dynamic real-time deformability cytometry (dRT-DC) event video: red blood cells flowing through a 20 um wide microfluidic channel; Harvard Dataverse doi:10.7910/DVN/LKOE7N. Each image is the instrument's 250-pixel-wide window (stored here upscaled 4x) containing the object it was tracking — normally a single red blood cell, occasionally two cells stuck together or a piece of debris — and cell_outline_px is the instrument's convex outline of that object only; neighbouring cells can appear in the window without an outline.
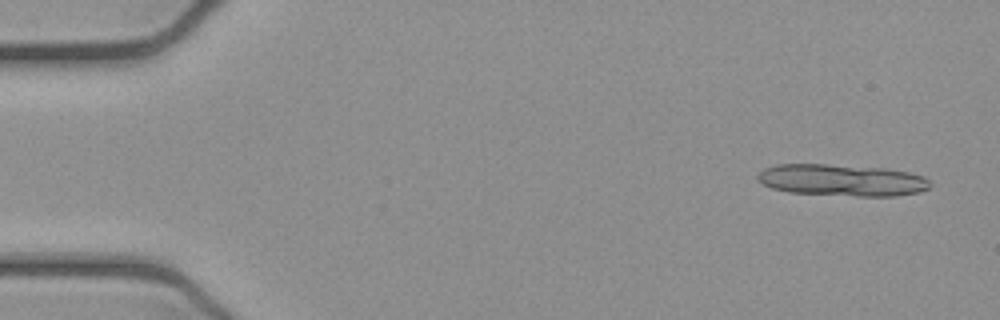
{"species": "common noctule bat (a hibernating species)", "species_latin": "Nyctalus noctula", "temperature_condition": "cold", "stored_images_in_passage": 13, "camera_frame_rate_fps": 3000, "um_per_image_px": 0.085, "animal": {"sex": "female", "body_mass_g": 21.9}, "frame": {"image": 1, "passage_image": 3, "time_ms": 0.667, "image_size_px": [1000, 320], "cell_outline_px": [[932, 184], [928, 188], [920, 192], [896, 196], [856, 196], [788, 192], [772, 188], [756, 180], [756, 176], [764, 168], [776, 164], [828, 164], [884, 168], [908, 172], [924, 176]], "centroid_in_image_um": [71.56, 15.31], "position_along_channel_um": 13.4, "area_um2": 32.08}}